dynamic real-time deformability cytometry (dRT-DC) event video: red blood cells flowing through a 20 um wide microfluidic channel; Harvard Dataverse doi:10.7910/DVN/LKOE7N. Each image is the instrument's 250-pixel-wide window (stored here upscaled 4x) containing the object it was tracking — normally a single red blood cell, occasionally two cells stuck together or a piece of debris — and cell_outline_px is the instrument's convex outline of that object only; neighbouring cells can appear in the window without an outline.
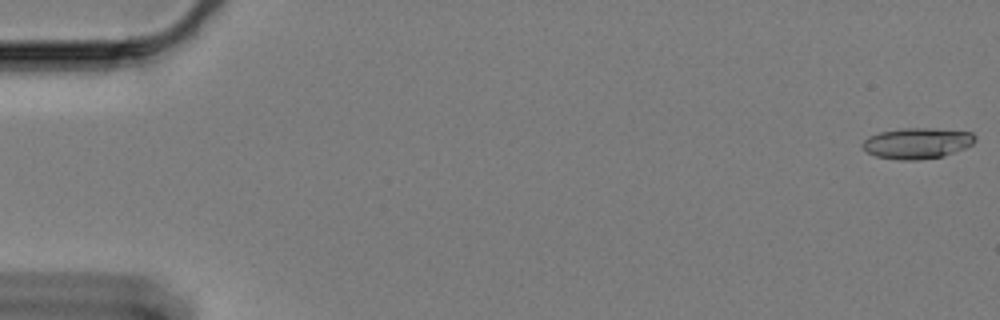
{"species": "Egyptian fruit bat (a non-hibernating species)", "species_latin": "Rousettus aegyptiacus", "temperature_condition": "cold", "stored_images_in_passage": 5, "camera_frame_rate_fps": 3000, "um_per_image_px": 0.085, "animal": {"sex": "female"}, "frame": {"image": 1, "passage_image": 1, "time_ms": 0.0, "image_size_px": [1000, 320], "cell_outline_px": [[976, 140], [972, 144], [964, 148], [944, 156], [916, 160], [900, 160], [876, 156], [868, 152], [860, 144], [868, 136], [880, 132], [904, 128], [928, 128], [972, 132], [976, 136]], "centroid_in_image_um": [77.96, 12.17], "position_along_channel_um": 7.0, "area_um2": 20.17}}